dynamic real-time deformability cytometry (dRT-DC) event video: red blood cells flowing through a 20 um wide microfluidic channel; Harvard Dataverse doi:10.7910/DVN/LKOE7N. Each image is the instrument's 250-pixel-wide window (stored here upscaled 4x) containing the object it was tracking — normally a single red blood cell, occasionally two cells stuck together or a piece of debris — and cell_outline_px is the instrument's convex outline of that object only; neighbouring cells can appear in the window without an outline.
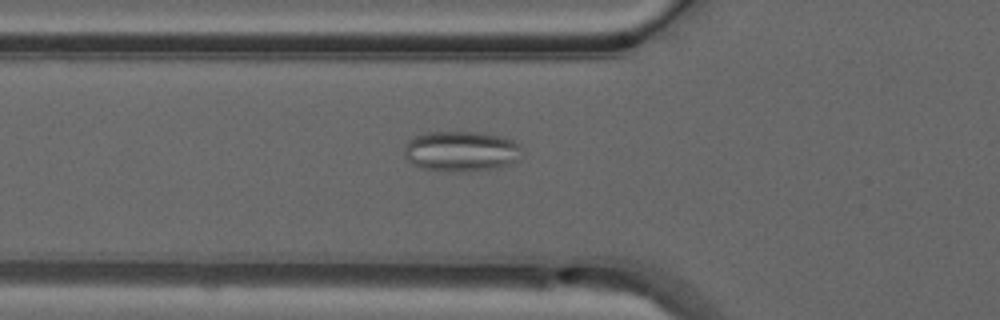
{"species": "common noctule bat (a hibernating species)", "species_latin": "Nyctalus noctula", "temperature_condition": "warm", "stored_images_in_passage": 36, "camera_frame_rate_fps": 3000, "um_per_image_px": 0.085, "animal": {"sex": "male", "forearm_length_mm": 52.5}, "frame": {"image": 1, "passage_image": 4, "time_ms": 1.0, "image_size_px": [1000, 320], "cell_outline_px": [[524, 152], [516, 160], [500, 168], [468, 172], [452, 172], [420, 168], [412, 164], [404, 156], [404, 144], [408, 140], [424, 132], [476, 132], [504, 136], [512, 140]], "centroid_in_image_um": [39.17, 12.87], "position_along_channel_um": 86.6, "area_um2": 28.15}}
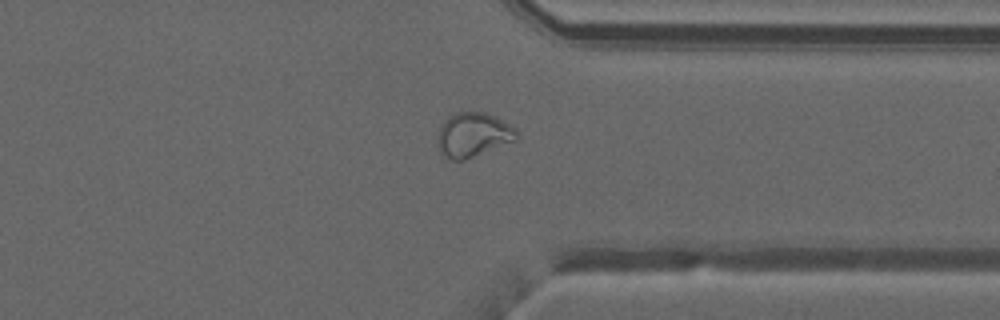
{"frame": {"image": 2, "passage_image": 25, "time_ms": 8.0, "image_size_px": [1000, 320], "cell_outline_px": [[516, 140], [472, 156], [460, 160], [452, 160], [444, 156], [440, 152], [436, 140], [440, 128], [444, 120], [456, 112], [484, 112], [516, 128]], "centroid_in_image_um": [40.16, 11.45], "position_along_channel_um": 371.2, "area_um2": 19.88}}
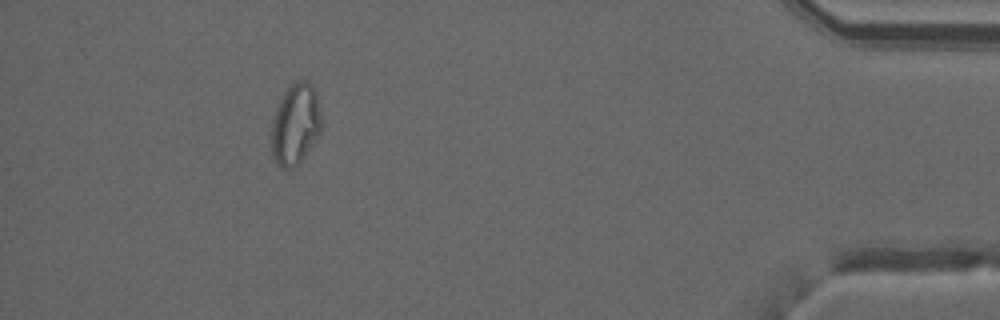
{"frame": {"image": 3, "passage_image": 32, "time_ms": 10.333, "image_size_px": [1000, 320], "cell_outline_px": [[320, 132], [304, 156], [296, 164], [288, 168], [280, 168], [276, 164], [272, 152], [272, 120], [276, 108], [288, 84], [300, 80], [308, 80], [316, 88], [320, 112]], "centroid_in_image_um": [25.1, 10.49], "position_along_channel_um": 410.1, "area_um2": 23.47}, "authors_computed_cell_mechanics": {"area_um2": 20.6924, "velocity_mm_per_s": 4.0935, "shape_relaxation_time_tau1_ms": null, "shape_relaxation_time_tau2_ms": 1.4719, "deformation_change_tau1": null, "deformation_change_tau2": 0.0626}}